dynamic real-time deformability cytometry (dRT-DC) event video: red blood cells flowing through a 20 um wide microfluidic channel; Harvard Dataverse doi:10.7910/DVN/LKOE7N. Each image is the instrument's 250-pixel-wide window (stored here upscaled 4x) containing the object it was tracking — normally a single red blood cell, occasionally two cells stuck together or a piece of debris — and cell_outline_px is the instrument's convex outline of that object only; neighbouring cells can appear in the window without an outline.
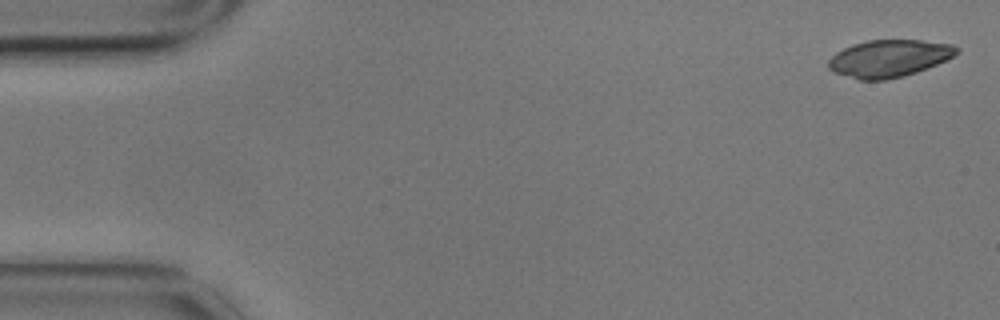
{"species": "common noctule bat (a hibernating species)", "species_latin": "Nyctalus noctula", "temperature_condition": "cold", "stored_images_in_passage": 4, "camera_frame_rate_fps": 3000, "um_per_image_px": 0.085, "animal": {"sex": "male", "body_mass_g": 17.9}, "frame": {"image": 1, "passage_image": 1, "time_ms": 0.0, "image_size_px": [1000, 320], "cell_outline_px": [[960, 52], [936, 64], [916, 72], [904, 76], [884, 80], [860, 80], [836, 72], [828, 68], [828, 60], [836, 52], [852, 44], [868, 40], [920, 40], [952, 44], [960, 48]], "centroid_in_image_um": [75.57, 4.95], "position_along_channel_um": 9.4, "area_um2": 27.63}}